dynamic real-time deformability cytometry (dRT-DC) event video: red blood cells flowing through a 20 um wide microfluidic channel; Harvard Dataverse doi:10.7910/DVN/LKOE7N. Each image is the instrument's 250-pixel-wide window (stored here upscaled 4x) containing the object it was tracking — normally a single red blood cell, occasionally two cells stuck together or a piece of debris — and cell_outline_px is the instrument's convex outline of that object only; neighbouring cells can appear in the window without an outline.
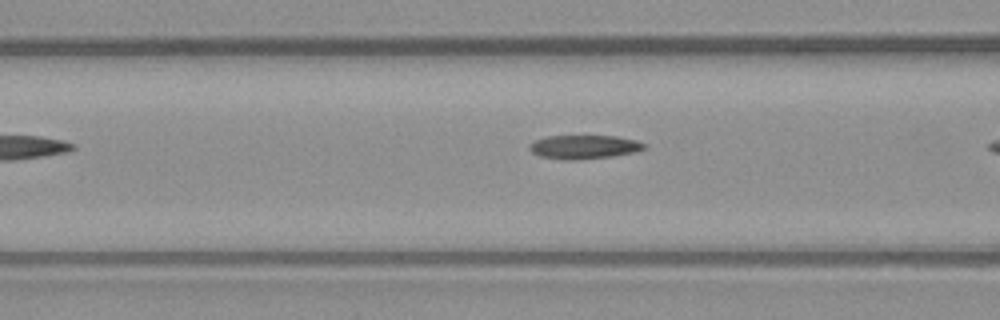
{"species": "common noctule bat (a hibernating species)", "species_latin": "Nyctalus noctula", "temperature_condition": "warm", "stored_images_in_passage": 11, "camera_frame_rate_fps": 3000, "um_per_image_px": 0.085, "animal": {"sex": "male", "body_mass_g": 23.1, "forearm_length_mm": 52.7}, "frame": {"image": 1, "passage_image": 4, "time_ms": 1.0, "image_size_px": [1000, 320], "cell_outline_px": [[648, 148], [636, 152], [612, 156], [576, 160], [564, 160], [540, 156], [532, 152], [528, 148], [528, 144], [536, 140], [548, 136], [616, 136], [636, 140], [648, 144]], "centroid_in_image_um": [49.68, 12.49], "position_along_channel_um": 116.9, "area_um2": 16.07}}
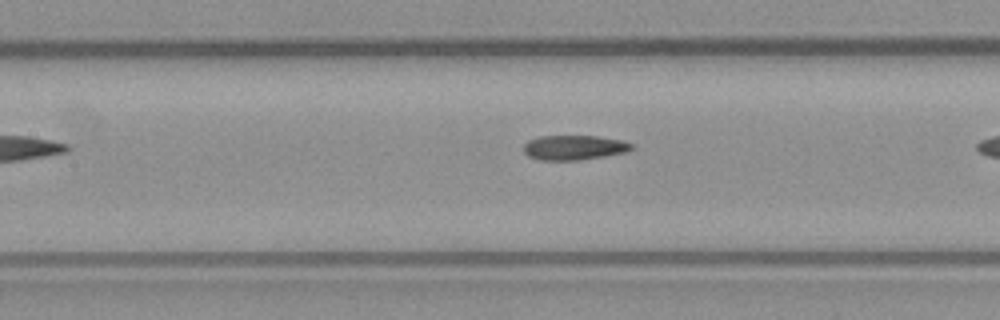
{"frame": {"image": 2, "passage_image": 7, "time_ms": 2.0, "image_size_px": [1000, 320], "cell_outline_px": [[632, 148], [628, 152], [580, 160], [540, 160], [528, 156], [524, 152], [524, 144], [528, 140], [536, 136], [596, 136], [624, 140], [632, 144]], "centroid_in_image_um": [48.79, 12.54], "position_along_channel_um": 158.6, "area_um2": 15.66}}
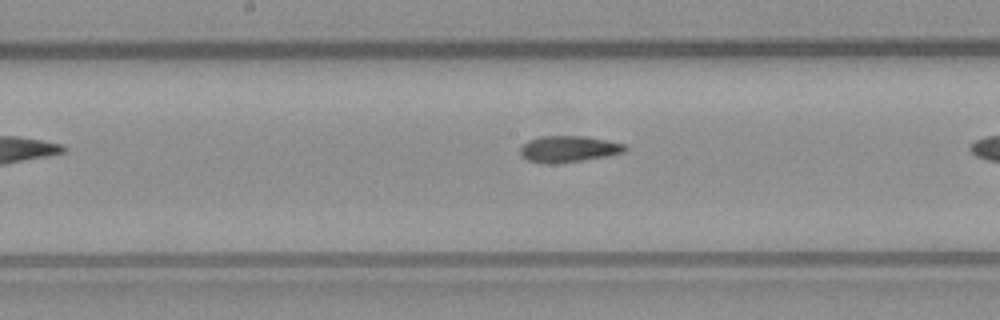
{"frame": {"image": 3, "passage_image": 10, "time_ms": 3.0, "image_size_px": [1000, 320], "cell_outline_px": [[628, 148], [624, 152], [608, 156], [560, 164], [540, 164], [528, 160], [520, 152], [520, 148], [528, 140], [540, 136], [588, 136], [608, 140], [624, 144]], "centroid_in_image_um": [48.34, 12.67], "position_along_channel_um": 199.9, "area_um2": 16.36}}